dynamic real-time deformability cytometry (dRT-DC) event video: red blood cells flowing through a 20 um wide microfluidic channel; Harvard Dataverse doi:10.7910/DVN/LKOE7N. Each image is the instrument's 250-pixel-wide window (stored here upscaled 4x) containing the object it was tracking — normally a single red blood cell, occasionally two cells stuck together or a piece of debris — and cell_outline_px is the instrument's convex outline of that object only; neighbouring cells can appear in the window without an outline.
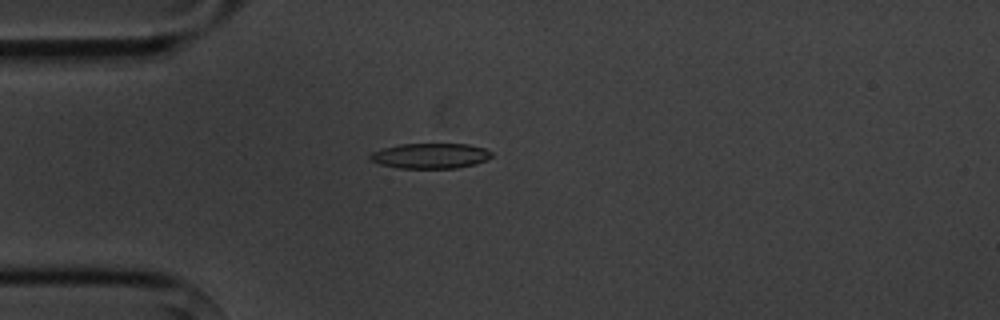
{"species": "common noctule bat (a hibernating species)", "species_latin": "Nyctalus noctula", "temperature_condition": "cold", "stored_images_in_passage": 3, "camera_frame_rate_fps": 3000, "um_per_image_px": 0.085, "animal": {"sex": "male", "body_mass_g": 20.1, "forearm_length_mm": 53.5}, "frame": {"image": 1, "passage_image": 3, "time_ms": 2.333, "image_size_px": [1000, 320], "cell_outline_px": [[492, 156], [488, 160], [456, 168], [400, 168], [380, 164], [372, 160], [368, 156], [372, 152], [384, 148], [400, 144], [468, 144], [484, 148], [492, 152]], "centroid_in_image_um": [36.6, 13.24], "position_along_channel_um": 48.4, "area_um2": 17.74}}